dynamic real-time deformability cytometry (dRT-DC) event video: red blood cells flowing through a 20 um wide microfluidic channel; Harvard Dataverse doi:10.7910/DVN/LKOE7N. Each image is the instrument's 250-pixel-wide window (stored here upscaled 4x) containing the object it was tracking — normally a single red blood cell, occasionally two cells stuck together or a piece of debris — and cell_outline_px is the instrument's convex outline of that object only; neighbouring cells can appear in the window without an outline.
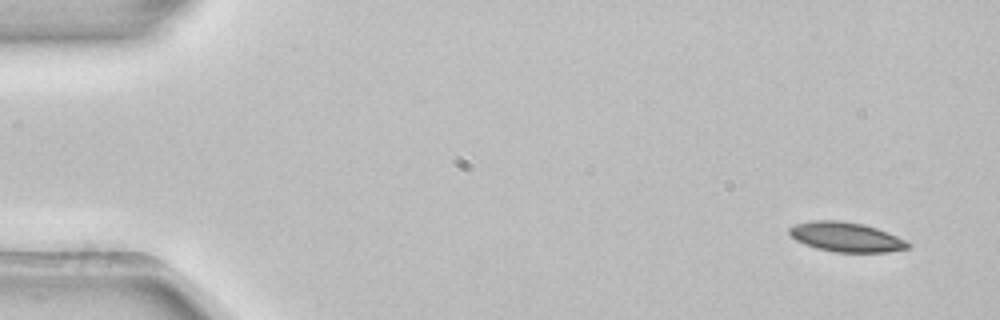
{"species": "common noctule bat (a hibernating species)", "species_latin": "Nyctalus noctula", "temperature_condition": "room temperature", "stored_images_in_passage": 4, "camera_frame_rate_fps": 3000, "um_per_image_px": 0.085, "animal": {"sex": "female", "body_mass_g": 22.7, "forearm_length_mm": 54.2}, "frame": {"image": 1, "passage_image": 1, "time_ms": 0.0, "image_size_px": [1000, 320], "cell_outline_px": [[912, 248], [888, 252], [836, 252], [816, 248], [804, 244], [796, 240], [788, 232], [788, 228], [796, 224], [812, 220], [840, 220], [864, 224], [888, 232], [908, 240], [912, 244]], "centroid_in_image_um": [71.97, 20.15], "position_along_channel_um": 13.0, "area_um2": 20.75}}
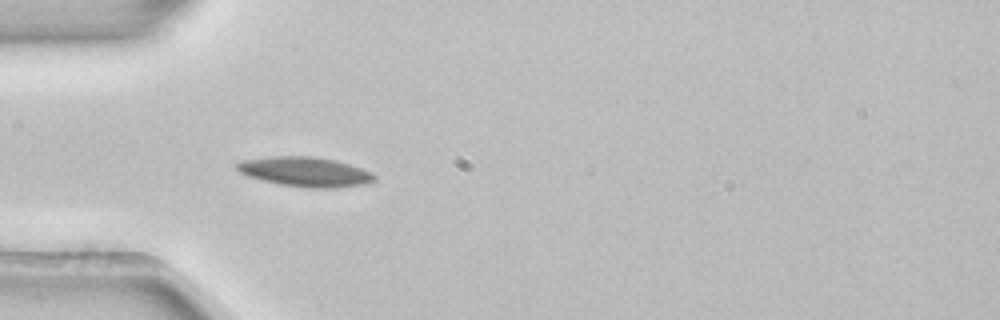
{"frame": {"image": 2, "passage_image": 4, "time_ms": 1.0, "image_size_px": [1000, 320], "cell_outline_px": [[376, 180], [364, 184], [336, 188], [304, 188], [280, 184], [248, 176], [240, 172], [236, 168], [236, 164], [240, 160], [268, 156], [312, 156], [336, 160], [372, 172], [376, 176]], "centroid_in_image_um": [25.93, 14.6], "position_along_channel_um": 59.1, "area_um2": 23.87}}